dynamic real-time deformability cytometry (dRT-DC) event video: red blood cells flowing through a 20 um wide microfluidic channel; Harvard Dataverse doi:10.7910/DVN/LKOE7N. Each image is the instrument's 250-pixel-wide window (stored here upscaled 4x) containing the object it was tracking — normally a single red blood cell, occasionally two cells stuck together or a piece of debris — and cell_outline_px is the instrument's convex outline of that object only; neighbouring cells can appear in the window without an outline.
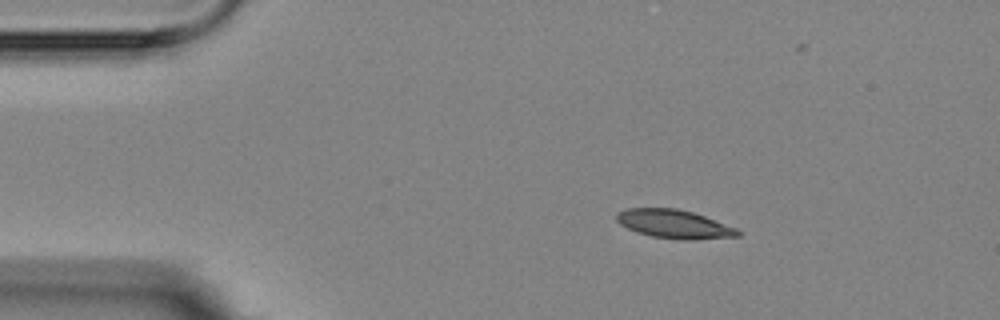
{"species": "Egyptian fruit bat (a non-hibernating species)", "species_latin": "Rousettus aegyptiacus", "temperature_condition": "room temperature", "stored_images_in_passage": 3, "camera_frame_rate_fps": 3000, "um_per_image_px": 0.085, "animal": {"sex": "female"}, "frame": {"image": 1, "passage_image": 1, "time_ms": 0.0, "image_size_px": [1000, 320], "cell_outline_px": [[740, 236], [688, 240], [680, 240], [652, 236], [636, 232], [620, 224], [616, 220], [616, 212], [624, 208], [676, 208], [692, 212], [704, 216], [736, 228], [740, 232]], "centroid_in_image_um": [57.26, 19.04], "position_along_channel_um": 27.7, "area_um2": 20.17}}
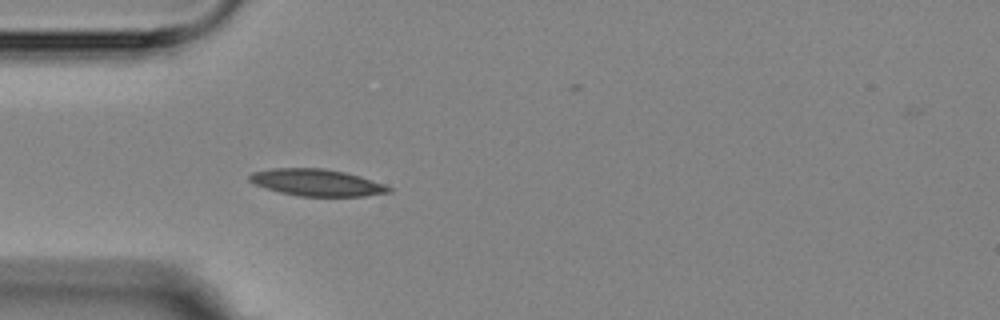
{"frame": {"image": 2, "passage_image": 3, "time_ms": 2.333, "image_size_px": [1000, 320], "cell_outline_px": [[392, 192], [364, 196], [300, 196], [280, 192], [256, 184], [248, 180], [248, 176], [252, 172], [272, 168], [324, 168], [344, 172], [360, 176], [384, 184], [392, 188]], "centroid_in_image_um": [26.94, 15.51], "position_along_channel_um": 58.1, "area_um2": 21.68}}